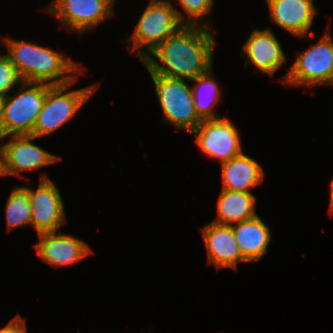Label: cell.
Segmentation results:
<instances>
[{"instance_id":"cell-1","label":"cell","mask_w":333,"mask_h":333,"mask_svg":"<svg viewBox=\"0 0 333 333\" xmlns=\"http://www.w3.org/2000/svg\"><path fill=\"white\" fill-rule=\"evenodd\" d=\"M214 38L215 30L210 27L183 25L151 51L142 63L149 74L193 80L213 67Z\"/></svg>"},{"instance_id":"cell-2","label":"cell","mask_w":333,"mask_h":333,"mask_svg":"<svg viewBox=\"0 0 333 333\" xmlns=\"http://www.w3.org/2000/svg\"><path fill=\"white\" fill-rule=\"evenodd\" d=\"M6 55L16 67L23 82L66 85L72 83L81 68L71 57L27 41L2 38Z\"/></svg>"},{"instance_id":"cell-3","label":"cell","mask_w":333,"mask_h":333,"mask_svg":"<svg viewBox=\"0 0 333 333\" xmlns=\"http://www.w3.org/2000/svg\"><path fill=\"white\" fill-rule=\"evenodd\" d=\"M183 25H186L184 14L173 7L170 1L151 0L134 26L132 36L126 40L129 52L134 50L135 55L143 61L151 51Z\"/></svg>"},{"instance_id":"cell-4","label":"cell","mask_w":333,"mask_h":333,"mask_svg":"<svg viewBox=\"0 0 333 333\" xmlns=\"http://www.w3.org/2000/svg\"><path fill=\"white\" fill-rule=\"evenodd\" d=\"M13 97H3L1 139L8 136L32 135L48 90L47 83L22 82Z\"/></svg>"},{"instance_id":"cell-5","label":"cell","mask_w":333,"mask_h":333,"mask_svg":"<svg viewBox=\"0 0 333 333\" xmlns=\"http://www.w3.org/2000/svg\"><path fill=\"white\" fill-rule=\"evenodd\" d=\"M150 76L163 112L164 123L192 133L202 119L196 112L191 87L185 79L161 74H150Z\"/></svg>"},{"instance_id":"cell-6","label":"cell","mask_w":333,"mask_h":333,"mask_svg":"<svg viewBox=\"0 0 333 333\" xmlns=\"http://www.w3.org/2000/svg\"><path fill=\"white\" fill-rule=\"evenodd\" d=\"M76 80L77 78L66 85H53L48 90L34 126L33 136L36 138L45 137L68 123L99 87V84H93L85 88L67 91Z\"/></svg>"},{"instance_id":"cell-7","label":"cell","mask_w":333,"mask_h":333,"mask_svg":"<svg viewBox=\"0 0 333 333\" xmlns=\"http://www.w3.org/2000/svg\"><path fill=\"white\" fill-rule=\"evenodd\" d=\"M329 29L319 41L299 53L281 78L284 84L304 87L333 85V38Z\"/></svg>"},{"instance_id":"cell-8","label":"cell","mask_w":333,"mask_h":333,"mask_svg":"<svg viewBox=\"0 0 333 333\" xmlns=\"http://www.w3.org/2000/svg\"><path fill=\"white\" fill-rule=\"evenodd\" d=\"M116 0H53L46 6L60 24L74 33L83 34L114 17Z\"/></svg>"},{"instance_id":"cell-9","label":"cell","mask_w":333,"mask_h":333,"mask_svg":"<svg viewBox=\"0 0 333 333\" xmlns=\"http://www.w3.org/2000/svg\"><path fill=\"white\" fill-rule=\"evenodd\" d=\"M191 134L203 155L221 163L242 153L240 133L225 117L202 120Z\"/></svg>"},{"instance_id":"cell-10","label":"cell","mask_w":333,"mask_h":333,"mask_svg":"<svg viewBox=\"0 0 333 333\" xmlns=\"http://www.w3.org/2000/svg\"><path fill=\"white\" fill-rule=\"evenodd\" d=\"M29 194L31 203L32 221L37 234L44 232H57L66 223L64 203L60 190L55 186L47 174L40 175L38 188L30 189L23 186Z\"/></svg>"},{"instance_id":"cell-11","label":"cell","mask_w":333,"mask_h":333,"mask_svg":"<svg viewBox=\"0 0 333 333\" xmlns=\"http://www.w3.org/2000/svg\"><path fill=\"white\" fill-rule=\"evenodd\" d=\"M35 136H10L9 142L1 145L3 176H21L20 172L37 170L55 163L61 158L32 143Z\"/></svg>"},{"instance_id":"cell-12","label":"cell","mask_w":333,"mask_h":333,"mask_svg":"<svg viewBox=\"0 0 333 333\" xmlns=\"http://www.w3.org/2000/svg\"><path fill=\"white\" fill-rule=\"evenodd\" d=\"M241 57L246 64L254 65L259 72L273 76L287 61L281 43L270 28L253 29L246 43L243 44Z\"/></svg>"},{"instance_id":"cell-13","label":"cell","mask_w":333,"mask_h":333,"mask_svg":"<svg viewBox=\"0 0 333 333\" xmlns=\"http://www.w3.org/2000/svg\"><path fill=\"white\" fill-rule=\"evenodd\" d=\"M38 236L39 242L34 247L40 258L53 267L76 263L93 252L82 239L61 231L44 232Z\"/></svg>"},{"instance_id":"cell-14","label":"cell","mask_w":333,"mask_h":333,"mask_svg":"<svg viewBox=\"0 0 333 333\" xmlns=\"http://www.w3.org/2000/svg\"><path fill=\"white\" fill-rule=\"evenodd\" d=\"M272 22L290 34L306 37L318 10L313 0H266Z\"/></svg>"},{"instance_id":"cell-15","label":"cell","mask_w":333,"mask_h":333,"mask_svg":"<svg viewBox=\"0 0 333 333\" xmlns=\"http://www.w3.org/2000/svg\"><path fill=\"white\" fill-rule=\"evenodd\" d=\"M207 250L208 263L218 268H233L237 264L247 262L238 247L231 225L211 222L200 228Z\"/></svg>"},{"instance_id":"cell-16","label":"cell","mask_w":333,"mask_h":333,"mask_svg":"<svg viewBox=\"0 0 333 333\" xmlns=\"http://www.w3.org/2000/svg\"><path fill=\"white\" fill-rule=\"evenodd\" d=\"M222 189L250 192L263 182V168L257 161L243 152L229 161L221 163Z\"/></svg>"},{"instance_id":"cell-17","label":"cell","mask_w":333,"mask_h":333,"mask_svg":"<svg viewBox=\"0 0 333 333\" xmlns=\"http://www.w3.org/2000/svg\"><path fill=\"white\" fill-rule=\"evenodd\" d=\"M231 226L243 258L247 262H259L268 252L272 235L270 227L258 215Z\"/></svg>"},{"instance_id":"cell-18","label":"cell","mask_w":333,"mask_h":333,"mask_svg":"<svg viewBox=\"0 0 333 333\" xmlns=\"http://www.w3.org/2000/svg\"><path fill=\"white\" fill-rule=\"evenodd\" d=\"M256 197L251 192L222 189L217 202L218 216L213 222L233 225L257 216Z\"/></svg>"},{"instance_id":"cell-19","label":"cell","mask_w":333,"mask_h":333,"mask_svg":"<svg viewBox=\"0 0 333 333\" xmlns=\"http://www.w3.org/2000/svg\"><path fill=\"white\" fill-rule=\"evenodd\" d=\"M213 67L203 75L194 78L192 82H196V85L191 87L194 105L198 116L202 120L220 118L216 112H214V105L218 102H223L221 99V92L219 85L214 80Z\"/></svg>"},{"instance_id":"cell-20","label":"cell","mask_w":333,"mask_h":333,"mask_svg":"<svg viewBox=\"0 0 333 333\" xmlns=\"http://www.w3.org/2000/svg\"><path fill=\"white\" fill-rule=\"evenodd\" d=\"M5 216L8 231L31 226L32 213L28 191L23 186L13 187L7 199Z\"/></svg>"},{"instance_id":"cell-21","label":"cell","mask_w":333,"mask_h":333,"mask_svg":"<svg viewBox=\"0 0 333 333\" xmlns=\"http://www.w3.org/2000/svg\"><path fill=\"white\" fill-rule=\"evenodd\" d=\"M213 1L214 0H178L187 15L186 25L212 28V21L206 22L203 21V18L211 12L214 6Z\"/></svg>"},{"instance_id":"cell-22","label":"cell","mask_w":333,"mask_h":333,"mask_svg":"<svg viewBox=\"0 0 333 333\" xmlns=\"http://www.w3.org/2000/svg\"><path fill=\"white\" fill-rule=\"evenodd\" d=\"M21 79L16 67L9 57L0 54V96L8 95L10 90L21 84Z\"/></svg>"},{"instance_id":"cell-23","label":"cell","mask_w":333,"mask_h":333,"mask_svg":"<svg viewBox=\"0 0 333 333\" xmlns=\"http://www.w3.org/2000/svg\"><path fill=\"white\" fill-rule=\"evenodd\" d=\"M0 333H28L25 320L17 315L0 329Z\"/></svg>"},{"instance_id":"cell-24","label":"cell","mask_w":333,"mask_h":333,"mask_svg":"<svg viewBox=\"0 0 333 333\" xmlns=\"http://www.w3.org/2000/svg\"><path fill=\"white\" fill-rule=\"evenodd\" d=\"M330 206H329V212H331V214L333 213V180L330 184Z\"/></svg>"},{"instance_id":"cell-25","label":"cell","mask_w":333,"mask_h":333,"mask_svg":"<svg viewBox=\"0 0 333 333\" xmlns=\"http://www.w3.org/2000/svg\"><path fill=\"white\" fill-rule=\"evenodd\" d=\"M2 107H3V96H0V137H1Z\"/></svg>"},{"instance_id":"cell-26","label":"cell","mask_w":333,"mask_h":333,"mask_svg":"<svg viewBox=\"0 0 333 333\" xmlns=\"http://www.w3.org/2000/svg\"><path fill=\"white\" fill-rule=\"evenodd\" d=\"M0 139H1V137H0ZM0 176H3V173H2L1 146H0Z\"/></svg>"}]
</instances>
